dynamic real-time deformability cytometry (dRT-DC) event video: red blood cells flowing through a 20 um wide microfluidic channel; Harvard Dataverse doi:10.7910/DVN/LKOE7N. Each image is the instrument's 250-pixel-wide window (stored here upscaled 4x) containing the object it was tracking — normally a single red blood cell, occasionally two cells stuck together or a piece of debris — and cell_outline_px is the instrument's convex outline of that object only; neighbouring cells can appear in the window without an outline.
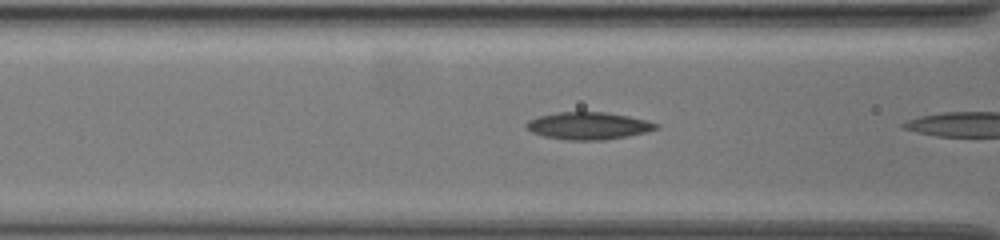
{"species": "common noctule bat (a hibernating species)", "species_latin": "Nyctalus noctula", "temperature_condition": "warm", "stored_images_in_passage": 11, "camera_frame_rate_fps": 3000, "um_per_image_px": 0.085, "animal": {"sex": "female", "body_mass_g": 19.5, "forearm_length_mm": 54.1}, "frame": {"image": 1, "passage_image": 10, "time_ms": 3.0, "image_size_px": [1000, 240], "cell_outline_px": [[660, 128], [644, 132], [604, 140], [568, 140], [544, 136], [532, 132], [524, 124], [528, 120], [540, 116], [556, 112], [608, 112], [628, 116], [660, 124]], "centroid_in_image_um": [50.0, 10.68], "position_along_channel_um": 116.6, "area_um2": 20.46}}